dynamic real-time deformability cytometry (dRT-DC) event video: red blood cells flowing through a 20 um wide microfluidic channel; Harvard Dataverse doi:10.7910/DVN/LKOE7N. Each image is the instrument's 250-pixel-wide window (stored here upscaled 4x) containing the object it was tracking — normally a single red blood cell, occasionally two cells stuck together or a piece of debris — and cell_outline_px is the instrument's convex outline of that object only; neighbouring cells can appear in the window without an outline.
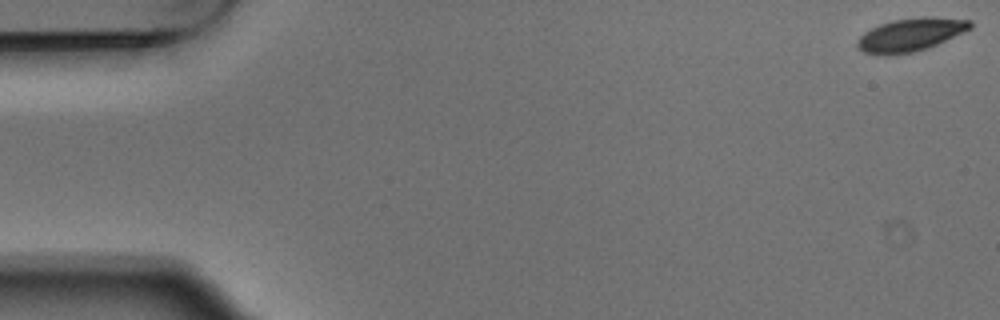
{"species": "Egyptian fruit bat (a non-hibernating species)", "species_latin": "Rousettus aegyptiacus", "temperature_condition": "warm", "stored_images_in_passage": 5, "camera_frame_rate_fps": 3000, "um_per_image_px": 0.085, "animal": {"sex": "male"}, "frame": {"image": 1, "passage_image": 1, "time_ms": 0.0, "image_size_px": [1000, 320], "cell_outline_px": [[972, 28], [928, 48], [912, 52], [892, 56], [884, 56], [864, 52], [856, 44], [856, 40], [864, 32], [880, 24], [892, 20], [924, 16], [972, 20]], "centroid_in_image_um": [77.38, 2.96], "position_along_channel_um": 7.6, "area_um2": 21.85}}
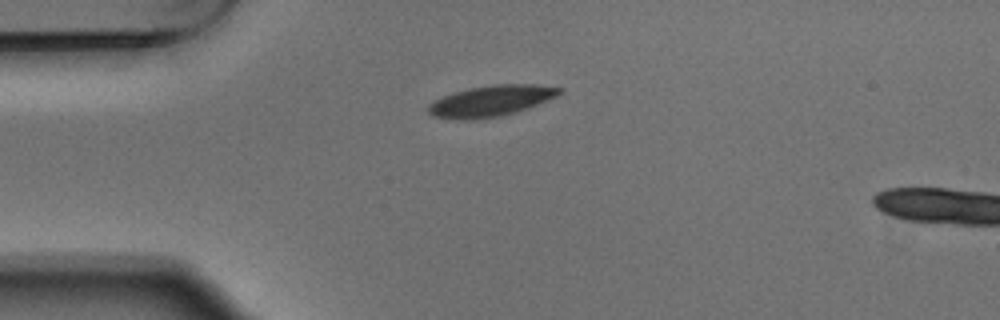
{"frame": {"image": 2, "passage_image": 4, "time_ms": 1.0, "image_size_px": [1000, 320], "cell_outline_px": [[564, 92], [556, 96], [536, 104], [500, 116], [472, 120], [464, 120], [432, 116], [428, 112], [428, 104], [452, 92], [468, 88], [492, 84], [536, 84], [564, 88]], "centroid_in_image_um": [41.72, 8.56], "position_along_channel_um": 43.3, "area_um2": 23.47}}